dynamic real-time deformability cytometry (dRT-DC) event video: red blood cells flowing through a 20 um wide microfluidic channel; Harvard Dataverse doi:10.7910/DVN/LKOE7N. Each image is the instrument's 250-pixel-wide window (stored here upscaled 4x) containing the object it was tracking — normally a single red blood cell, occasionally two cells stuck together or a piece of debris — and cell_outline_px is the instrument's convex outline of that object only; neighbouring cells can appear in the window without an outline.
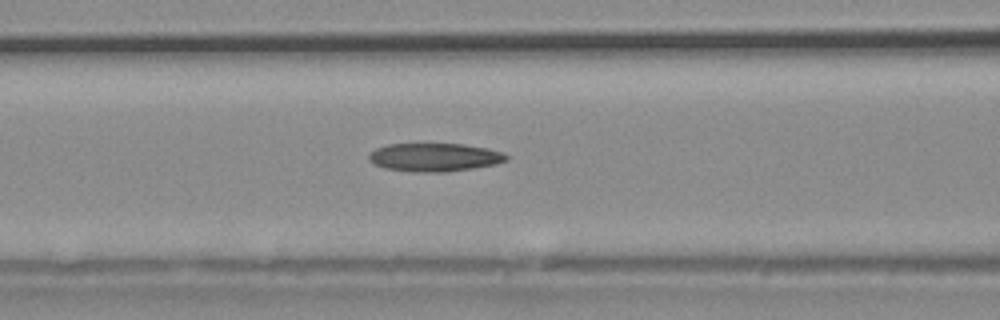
{"species": "common noctule bat (a hibernating species)", "species_latin": "Nyctalus noctula", "temperature_condition": "warm", "stored_images_in_passage": 26, "camera_frame_rate_fps": 3000, "um_per_image_px": 0.085, "animal": {"sex": "male", "body_mass_g": 20.4}, "frame": {"image": 1, "passage_image": 12, "time_ms": 3.667, "image_size_px": [1000, 320], "cell_outline_px": [[508, 160], [496, 164], [448, 172], [412, 172], [384, 168], [376, 164], [368, 156], [376, 148], [388, 144], [464, 144], [488, 148], [504, 152], [508, 156]], "centroid_in_image_um": [36.99, 13.37], "position_along_channel_um": 129.6, "area_um2": 22.66}}